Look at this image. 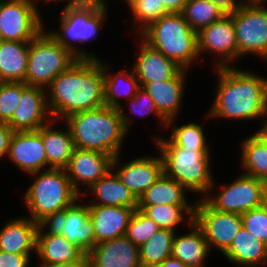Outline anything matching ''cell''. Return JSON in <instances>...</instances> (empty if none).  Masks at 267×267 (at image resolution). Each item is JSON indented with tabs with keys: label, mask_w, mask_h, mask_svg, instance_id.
Instances as JSON below:
<instances>
[{
	"label": "cell",
	"mask_w": 267,
	"mask_h": 267,
	"mask_svg": "<svg viewBox=\"0 0 267 267\" xmlns=\"http://www.w3.org/2000/svg\"><path fill=\"white\" fill-rule=\"evenodd\" d=\"M119 109L103 106L94 110L79 111L63 121L69 127L74 146L109 154H120L122 141L129 129L131 117Z\"/></svg>",
	"instance_id": "cell-3"
},
{
	"label": "cell",
	"mask_w": 267,
	"mask_h": 267,
	"mask_svg": "<svg viewBox=\"0 0 267 267\" xmlns=\"http://www.w3.org/2000/svg\"><path fill=\"white\" fill-rule=\"evenodd\" d=\"M193 218L202 229L208 247H214L223 254L243 226L241 214L217 211L201 197L196 200Z\"/></svg>",
	"instance_id": "cell-12"
},
{
	"label": "cell",
	"mask_w": 267,
	"mask_h": 267,
	"mask_svg": "<svg viewBox=\"0 0 267 267\" xmlns=\"http://www.w3.org/2000/svg\"><path fill=\"white\" fill-rule=\"evenodd\" d=\"M46 89L21 82L18 108L7 123L14 131H35L52 121L48 110Z\"/></svg>",
	"instance_id": "cell-14"
},
{
	"label": "cell",
	"mask_w": 267,
	"mask_h": 267,
	"mask_svg": "<svg viewBox=\"0 0 267 267\" xmlns=\"http://www.w3.org/2000/svg\"><path fill=\"white\" fill-rule=\"evenodd\" d=\"M55 120L41 126L38 131L42 135L48 169H65L75 149L69 127L58 130L51 127Z\"/></svg>",
	"instance_id": "cell-28"
},
{
	"label": "cell",
	"mask_w": 267,
	"mask_h": 267,
	"mask_svg": "<svg viewBox=\"0 0 267 267\" xmlns=\"http://www.w3.org/2000/svg\"><path fill=\"white\" fill-rule=\"evenodd\" d=\"M214 4H216L222 11L226 14L233 13L236 9L241 7L246 0L239 1V0H210Z\"/></svg>",
	"instance_id": "cell-45"
},
{
	"label": "cell",
	"mask_w": 267,
	"mask_h": 267,
	"mask_svg": "<svg viewBox=\"0 0 267 267\" xmlns=\"http://www.w3.org/2000/svg\"><path fill=\"white\" fill-rule=\"evenodd\" d=\"M165 139V140H164ZM154 138L163 162V173L183 185L188 191L210 195L215 188L210 163V150L176 147L168 138Z\"/></svg>",
	"instance_id": "cell-4"
},
{
	"label": "cell",
	"mask_w": 267,
	"mask_h": 267,
	"mask_svg": "<svg viewBox=\"0 0 267 267\" xmlns=\"http://www.w3.org/2000/svg\"><path fill=\"white\" fill-rule=\"evenodd\" d=\"M78 58L44 29L29 42L26 84L47 89ZM46 87V88H45Z\"/></svg>",
	"instance_id": "cell-8"
},
{
	"label": "cell",
	"mask_w": 267,
	"mask_h": 267,
	"mask_svg": "<svg viewBox=\"0 0 267 267\" xmlns=\"http://www.w3.org/2000/svg\"><path fill=\"white\" fill-rule=\"evenodd\" d=\"M48 267H90V266L88 260H76Z\"/></svg>",
	"instance_id": "cell-47"
},
{
	"label": "cell",
	"mask_w": 267,
	"mask_h": 267,
	"mask_svg": "<svg viewBox=\"0 0 267 267\" xmlns=\"http://www.w3.org/2000/svg\"><path fill=\"white\" fill-rule=\"evenodd\" d=\"M160 267H188L184 263H182L177 258H174L173 256L168 257L165 259L160 265Z\"/></svg>",
	"instance_id": "cell-48"
},
{
	"label": "cell",
	"mask_w": 267,
	"mask_h": 267,
	"mask_svg": "<svg viewBox=\"0 0 267 267\" xmlns=\"http://www.w3.org/2000/svg\"><path fill=\"white\" fill-rule=\"evenodd\" d=\"M264 122L265 123L263 124V127L261 128V130L267 135V120Z\"/></svg>",
	"instance_id": "cell-51"
},
{
	"label": "cell",
	"mask_w": 267,
	"mask_h": 267,
	"mask_svg": "<svg viewBox=\"0 0 267 267\" xmlns=\"http://www.w3.org/2000/svg\"><path fill=\"white\" fill-rule=\"evenodd\" d=\"M190 232L183 235H174L172 256L188 267H206L204 261L210 249L202 229L193 220L189 225Z\"/></svg>",
	"instance_id": "cell-25"
},
{
	"label": "cell",
	"mask_w": 267,
	"mask_h": 267,
	"mask_svg": "<svg viewBox=\"0 0 267 267\" xmlns=\"http://www.w3.org/2000/svg\"><path fill=\"white\" fill-rule=\"evenodd\" d=\"M119 156L112 160V169L88 190L95 194L96 200H90L88 205L121 206L138 209V198L120 180L114 170L119 166ZM99 200V203L97 201Z\"/></svg>",
	"instance_id": "cell-22"
},
{
	"label": "cell",
	"mask_w": 267,
	"mask_h": 267,
	"mask_svg": "<svg viewBox=\"0 0 267 267\" xmlns=\"http://www.w3.org/2000/svg\"><path fill=\"white\" fill-rule=\"evenodd\" d=\"M77 203L66 208L62 235L87 254L95 245L93 222L89 218L88 205Z\"/></svg>",
	"instance_id": "cell-27"
},
{
	"label": "cell",
	"mask_w": 267,
	"mask_h": 267,
	"mask_svg": "<svg viewBox=\"0 0 267 267\" xmlns=\"http://www.w3.org/2000/svg\"><path fill=\"white\" fill-rule=\"evenodd\" d=\"M220 189L216 195L203 196L212 208L220 212L243 214L267 202V183L243 173Z\"/></svg>",
	"instance_id": "cell-10"
},
{
	"label": "cell",
	"mask_w": 267,
	"mask_h": 267,
	"mask_svg": "<svg viewBox=\"0 0 267 267\" xmlns=\"http://www.w3.org/2000/svg\"><path fill=\"white\" fill-rule=\"evenodd\" d=\"M160 229L161 227L140 209H135L129 220L125 236L139 247Z\"/></svg>",
	"instance_id": "cell-38"
},
{
	"label": "cell",
	"mask_w": 267,
	"mask_h": 267,
	"mask_svg": "<svg viewBox=\"0 0 267 267\" xmlns=\"http://www.w3.org/2000/svg\"><path fill=\"white\" fill-rule=\"evenodd\" d=\"M171 127L173 132L168 140L176 147L195 150H210L202 128L204 126L190 122L178 127Z\"/></svg>",
	"instance_id": "cell-36"
},
{
	"label": "cell",
	"mask_w": 267,
	"mask_h": 267,
	"mask_svg": "<svg viewBox=\"0 0 267 267\" xmlns=\"http://www.w3.org/2000/svg\"><path fill=\"white\" fill-rule=\"evenodd\" d=\"M138 209L152 219L159 227L175 231L180 223H184L185 221L189 225L193 221L195 206L156 204L138 205ZM186 215L187 218H185Z\"/></svg>",
	"instance_id": "cell-32"
},
{
	"label": "cell",
	"mask_w": 267,
	"mask_h": 267,
	"mask_svg": "<svg viewBox=\"0 0 267 267\" xmlns=\"http://www.w3.org/2000/svg\"><path fill=\"white\" fill-rule=\"evenodd\" d=\"M140 267H160L159 265H145V264H141Z\"/></svg>",
	"instance_id": "cell-52"
},
{
	"label": "cell",
	"mask_w": 267,
	"mask_h": 267,
	"mask_svg": "<svg viewBox=\"0 0 267 267\" xmlns=\"http://www.w3.org/2000/svg\"><path fill=\"white\" fill-rule=\"evenodd\" d=\"M46 93L48 110L55 121L105 106L103 62L99 58L78 59L51 82Z\"/></svg>",
	"instance_id": "cell-1"
},
{
	"label": "cell",
	"mask_w": 267,
	"mask_h": 267,
	"mask_svg": "<svg viewBox=\"0 0 267 267\" xmlns=\"http://www.w3.org/2000/svg\"><path fill=\"white\" fill-rule=\"evenodd\" d=\"M34 4L37 2V1H39V0H37V1H34V0H31ZM45 1V0H44ZM47 2H60V1H66L67 2V4L65 5V6H69V5H76V4H80V3H83V2H85V1H87V0H46Z\"/></svg>",
	"instance_id": "cell-49"
},
{
	"label": "cell",
	"mask_w": 267,
	"mask_h": 267,
	"mask_svg": "<svg viewBox=\"0 0 267 267\" xmlns=\"http://www.w3.org/2000/svg\"><path fill=\"white\" fill-rule=\"evenodd\" d=\"M31 254H12L0 250V267H28Z\"/></svg>",
	"instance_id": "cell-43"
},
{
	"label": "cell",
	"mask_w": 267,
	"mask_h": 267,
	"mask_svg": "<svg viewBox=\"0 0 267 267\" xmlns=\"http://www.w3.org/2000/svg\"><path fill=\"white\" fill-rule=\"evenodd\" d=\"M175 231L161 228L147 242L139 246L140 262L145 265H160L172 256Z\"/></svg>",
	"instance_id": "cell-34"
},
{
	"label": "cell",
	"mask_w": 267,
	"mask_h": 267,
	"mask_svg": "<svg viewBox=\"0 0 267 267\" xmlns=\"http://www.w3.org/2000/svg\"><path fill=\"white\" fill-rule=\"evenodd\" d=\"M241 166L243 174L261 179L267 183V148L254 134L241 144Z\"/></svg>",
	"instance_id": "cell-33"
},
{
	"label": "cell",
	"mask_w": 267,
	"mask_h": 267,
	"mask_svg": "<svg viewBox=\"0 0 267 267\" xmlns=\"http://www.w3.org/2000/svg\"><path fill=\"white\" fill-rule=\"evenodd\" d=\"M38 223L28 217L9 220L0 230V250L12 254L36 252Z\"/></svg>",
	"instance_id": "cell-23"
},
{
	"label": "cell",
	"mask_w": 267,
	"mask_h": 267,
	"mask_svg": "<svg viewBox=\"0 0 267 267\" xmlns=\"http://www.w3.org/2000/svg\"><path fill=\"white\" fill-rule=\"evenodd\" d=\"M219 82L208 111L211 118H267V78L234 66L216 68Z\"/></svg>",
	"instance_id": "cell-2"
},
{
	"label": "cell",
	"mask_w": 267,
	"mask_h": 267,
	"mask_svg": "<svg viewBox=\"0 0 267 267\" xmlns=\"http://www.w3.org/2000/svg\"><path fill=\"white\" fill-rule=\"evenodd\" d=\"M187 69H182L175 77L164 82H148L142 88L155 102L160 114L167 120L166 128L175 123L185 92Z\"/></svg>",
	"instance_id": "cell-19"
},
{
	"label": "cell",
	"mask_w": 267,
	"mask_h": 267,
	"mask_svg": "<svg viewBox=\"0 0 267 267\" xmlns=\"http://www.w3.org/2000/svg\"><path fill=\"white\" fill-rule=\"evenodd\" d=\"M224 256L238 266L260 267L267 263V245L242 226Z\"/></svg>",
	"instance_id": "cell-26"
},
{
	"label": "cell",
	"mask_w": 267,
	"mask_h": 267,
	"mask_svg": "<svg viewBox=\"0 0 267 267\" xmlns=\"http://www.w3.org/2000/svg\"><path fill=\"white\" fill-rule=\"evenodd\" d=\"M35 176L34 182L24 195V202L30 218L39 223L47 215L62 211L81 195L73 188L65 169H47L29 174Z\"/></svg>",
	"instance_id": "cell-7"
},
{
	"label": "cell",
	"mask_w": 267,
	"mask_h": 267,
	"mask_svg": "<svg viewBox=\"0 0 267 267\" xmlns=\"http://www.w3.org/2000/svg\"><path fill=\"white\" fill-rule=\"evenodd\" d=\"M170 13H182L188 0H161Z\"/></svg>",
	"instance_id": "cell-46"
},
{
	"label": "cell",
	"mask_w": 267,
	"mask_h": 267,
	"mask_svg": "<svg viewBox=\"0 0 267 267\" xmlns=\"http://www.w3.org/2000/svg\"><path fill=\"white\" fill-rule=\"evenodd\" d=\"M127 5L132 12L134 22L139 24L136 27L139 34L160 17L170 14L161 0H131Z\"/></svg>",
	"instance_id": "cell-37"
},
{
	"label": "cell",
	"mask_w": 267,
	"mask_h": 267,
	"mask_svg": "<svg viewBox=\"0 0 267 267\" xmlns=\"http://www.w3.org/2000/svg\"><path fill=\"white\" fill-rule=\"evenodd\" d=\"M35 253L42 261L40 267L88 260L87 254L63 235L37 234Z\"/></svg>",
	"instance_id": "cell-24"
},
{
	"label": "cell",
	"mask_w": 267,
	"mask_h": 267,
	"mask_svg": "<svg viewBox=\"0 0 267 267\" xmlns=\"http://www.w3.org/2000/svg\"><path fill=\"white\" fill-rule=\"evenodd\" d=\"M135 62L133 71L141 87L148 82L170 80L183 69L175 61L151 47L142 38Z\"/></svg>",
	"instance_id": "cell-18"
},
{
	"label": "cell",
	"mask_w": 267,
	"mask_h": 267,
	"mask_svg": "<svg viewBox=\"0 0 267 267\" xmlns=\"http://www.w3.org/2000/svg\"><path fill=\"white\" fill-rule=\"evenodd\" d=\"M106 13V0H87L80 4L64 6L59 18L60 31L49 33L78 59H97L93 53L77 49L71 42L82 44L97 37L98 31L105 24L103 20L107 17Z\"/></svg>",
	"instance_id": "cell-6"
},
{
	"label": "cell",
	"mask_w": 267,
	"mask_h": 267,
	"mask_svg": "<svg viewBox=\"0 0 267 267\" xmlns=\"http://www.w3.org/2000/svg\"><path fill=\"white\" fill-rule=\"evenodd\" d=\"M29 42L0 40V81L26 83Z\"/></svg>",
	"instance_id": "cell-29"
},
{
	"label": "cell",
	"mask_w": 267,
	"mask_h": 267,
	"mask_svg": "<svg viewBox=\"0 0 267 267\" xmlns=\"http://www.w3.org/2000/svg\"><path fill=\"white\" fill-rule=\"evenodd\" d=\"M243 226L267 245V202L241 214Z\"/></svg>",
	"instance_id": "cell-40"
},
{
	"label": "cell",
	"mask_w": 267,
	"mask_h": 267,
	"mask_svg": "<svg viewBox=\"0 0 267 267\" xmlns=\"http://www.w3.org/2000/svg\"><path fill=\"white\" fill-rule=\"evenodd\" d=\"M188 190L173 178L162 173L138 199V205H173V206H195L188 203L185 194Z\"/></svg>",
	"instance_id": "cell-30"
},
{
	"label": "cell",
	"mask_w": 267,
	"mask_h": 267,
	"mask_svg": "<svg viewBox=\"0 0 267 267\" xmlns=\"http://www.w3.org/2000/svg\"><path fill=\"white\" fill-rule=\"evenodd\" d=\"M42 135L35 131L13 132L7 158L27 174L48 169Z\"/></svg>",
	"instance_id": "cell-16"
},
{
	"label": "cell",
	"mask_w": 267,
	"mask_h": 267,
	"mask_svg": "<svg viewBox=\"0 0 267 267\" xmlns=\"http://www.w3.org/2000/svg\"><path fill=\"white\" fill-rule=\"evenodd\" d=\"M93 222L95 244L124 236L134 208L121 206L88 205Z\"/></svg>",
	"instance_id": "cell-20"
},
{
	"label": "cell",
	"mask_w": 267,
	"mask_h": 267,
	"mask_svg": "<svg viewBox=\"0 0 267 267\" xmlns=\"http://www.w3.org/2000/svg\"><path fill=\"white\" fill-rule=\"evenodd\" d=\"M129 101L130 102L128 104H130L129 106L132 113H135L139 116L154 113L157 117H159L161 123L166 127L167 120L160 114L155 102L142 87L138 89L137 94Z\"/></svg>",
	"instance_id": "cell-41"
},
{
	"label": "cell",
	"mask_w": 267,
	"mask_h": 267,
	"mask_svg": "<svg viewBox=\"0 0 267 267\" xmlns=\"http://www.w3.org/2000/svg\"><path fill=\"white\" fill-rule=\"evenodd\" d=\"M13 130L7 123H0V159L7 157Z\"/></svg>",
	"instance_id": "cell-44"
},
{
	"label": "cell",
	"mask_w": 267,
	"mask_h": 267,
	"mask_svg": "<svg viewBox=\"0 0 267 267\" xmlns=\"http://www.w3.org/2000/svg\"><path fill=\"white\" fill-rule=\"evenodd\" d=\"M90 267H140L139 247L125 235L97 243L87 253Z\"/></svg>",
	"instance_id": "cell-17"
},
{
	"label": "cell",
	"mask_w": 267,
	"mask_h": 267,
	"mask_svg": "<svg viewBox=\"0 0 267 267\" xmlns=\"http://www.w3.org/2000/svg\"><path fill=\"white\" fill-rule=\"evenodd\" d=\"M182 14L190 27L198 32L221 19L226 13L210 0H188Z\"/></svg>",
	"instance_id": "cell-35"
},
{
	"label": "cell",
	"mask_w": 267,
	"mask_h": 267,
	"mask_svg": "<svg viewBox=\"0 0 267 267\" xmlns=\"http://www.w3.org/2000/svg\"><path fill=\"white\" fill-rule=\"evenodd\" d=\"M108 68L103 64L104 103L105 106L119 109L122 106L119 98L132 99L141 86L133 70L127 72L122 69L112 76Z\"/></svg>",
	"instance_id": "cell-31"
},
{
	"label": "cell",
	"mask_w": 267,
	"mask_h": 267,
	"mask_svg": "<svg viewBox=\"0 0 267 267\" xmlns=\"http://www.w3.org/2000/svg\"><path fill=\"white\" fill-rule=\"evenodd\" d=\"M113 157L94 150L76 148L65 168L73 188L82 196L79 185L89 188L112 169Z\"/></svg>",
	"instance_id": "cell-15"
},
{
	"label": "cell",
	"mask_w": 267,
	"mask_h": 267,
	"mask_svg": "<svg viewBox=\"0 0 267 267\" xmlns=\"http://www.w3.org/2000/svg\"><path fill=\"white\" fill-rule=\"evenodd\" d=\"M21 82L0 83V123H8L19 106Z\"/></svg>",
	"instance_id": "cell-39"
},
{
	"label": "cell",
	"mask_w": 267,
	"mask_h": 267,
	"mask_svg": "<svg viewBox=\"0 0 267 267\" xmlns=\"http://www.w3.org/2000/svg\"><path fill=\"white\" fill-rule=\"evenodd\" d=\"M121 182L139 199L163 173L160 154L157 157H138L114 171Z\"/></svg>",
	"instance_id": "cell-21"
},
{
	"label": "cell",
	"mask_w": 267,
	"mask_h": 267,
	"mask_svg": "<svg viewBox=\"0 0 267 267\" xmlns=\"http://www.w3.org/2000/svg\"><path fill=\"white\" fill-rule=\"evenodd\" d=\"M31 0H0V40L30 42L44 28Z\"/></svg>",
	"instance_id": "cell-11"
},
{
	"label": "cell",
	"mask_w": 267,
	"mask_h": 267,
	"mask_svg": "<svg viewBox=\"0 0 267 267\" xmlns=\"http://www.w3.org/2000/svg\"><path fill=\"white\" fill-rule=\"evenodd\" d=\"M197 42L199 56L203 51H209L218 57L214 62L215 68L230 67L238 59L236 34L230 14H225L211 25L201 28L197 32Z\"/></svg>",
	"instance_id": "cell-13"
},
{
	"label": "cell",
	"mask_w": 267,
	"mask_h": 267,
	"mask_svg": "<svg viewBox=\"0 0 267 267\" xmlns=\"http://www.w3.org/2000/svg\"><path fill=\"white\" fill-rule=\"evenodd\" d=\"M266 1H246L230 15L234 23L238 59L254 54L267 61V8Z\"/></svg>",
	"instance_id": "cell-9"
},
{
	"label": "cell",
	"mask_w": 267,
	"mask_h": 267,
	"mask_svg": "<svg viewBox=\"0 0 267 267\" xmlns=\"http://www.w3.org/2000/svg\"><path fill=\"white\" fill-rule=\"evenodd\" d=\"M254 134L264 143L267 148V135L261 129H258V131Z\"/></svg>",
	"instance_id": "cell-50"
},
{
	"label": "cell",
	"mask_w": 267,
	"mask_h": 267,
	"mask_svg": "<svg viewBox=\"0 0 267 267\" xmlns=\"http://www.w3.org/2000/svg\"><path fill=\"white\" fill-rule=\"evenodd\" d=\"M141 38L181 68H189L199 60L197 32L185 21L182 13H170L151 23Z\"/></svg>",
	"instance_id": "cell-5"
},
{
	"label": "cell",
	"mask_w": 267,
	"mask_h": 267,
	"mask_svg": "<svg viewBox=\"0 0 267 267\" xmlns=\"http://www.w3.org/2000/svg\"><path fill=\"white\" fill-rule=\"evenodd\" d=\"M65 219L66 209L47 215L38 223L37 234L62 235V228L65 225Z\"/></svg>",
	"instance_id": "cell-42"
}]
</instances>
